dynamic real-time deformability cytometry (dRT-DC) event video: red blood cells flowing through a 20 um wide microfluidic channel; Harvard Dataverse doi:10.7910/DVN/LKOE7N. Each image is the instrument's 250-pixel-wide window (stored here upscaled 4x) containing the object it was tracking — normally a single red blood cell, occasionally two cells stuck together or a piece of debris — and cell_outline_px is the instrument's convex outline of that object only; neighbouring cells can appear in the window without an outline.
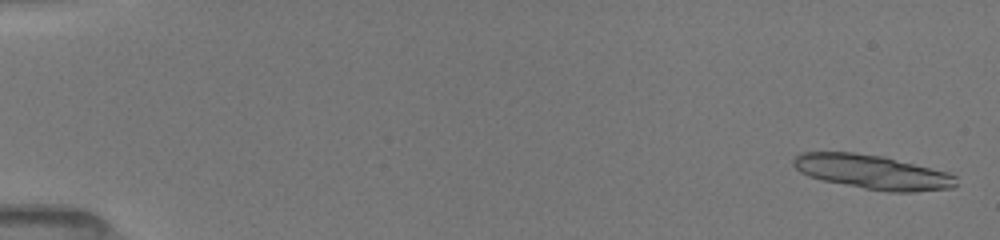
{"species": "common noctule bat (a hibernating species)", "species_latin": "Nyctalus noctula", "temperature_condition": "room temperature", "stored_images_in_passage": 18, "camera_frame_rate_fps": 3000, "um_per_image_px": 0.085, "animal": {"sex": "female", "body_mass_g": 19.5, "forearm_length_mm": 54.1}, "frame": {"image": 1, "passage_image": 2, "time_ms": 0.333, "image_size_px": [1000, 240], "cell_outline_px": [[956, 184], [952, 188], [912, 192], [888, 192], [864, 188], [820, 180], [808, 176], [800, 172], [792, 164], [792, 160], [800, 152], [852, 152], [884, 156], [948, 172], [956, 176]], "centroid_in_image_um": [74.14, 14.62], "position_along_channel_um": 10.9, "area_um2": 32.6}}